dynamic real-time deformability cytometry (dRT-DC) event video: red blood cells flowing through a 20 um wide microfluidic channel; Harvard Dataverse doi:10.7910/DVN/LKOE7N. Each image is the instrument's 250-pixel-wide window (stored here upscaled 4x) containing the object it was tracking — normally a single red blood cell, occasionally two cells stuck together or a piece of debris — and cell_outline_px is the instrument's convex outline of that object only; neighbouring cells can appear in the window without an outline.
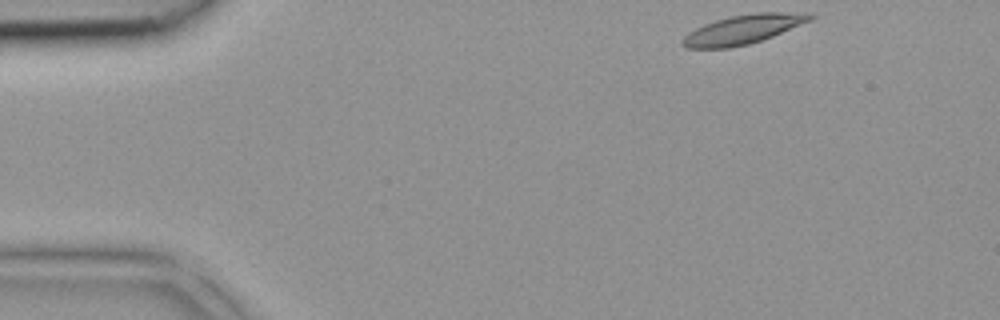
{"species": "common noctule bat (a hibernating species)", "species_latin": "Nyctalus noctula", "temperature_condition": "room temperature", "stored_images_in_passage": 28, "camera_frame_rate_fps": 3000, "um_per_image_px": 0.085, "animal": {"sex": "female", "body_mass_g": 18.4}, "frame": {"image": 1, "passage_image": 1, "time_ms": 0.0, "image_size_px": [1000, 320], "cell_outline_px": [[816, 16], [812, 20], [772, 36], [748, 44], [728, 48], [684, 48], [680, 44], [680, 40], [688, 32], [704, 24], [716, 20], [732, 16], [756, 12], [812, 12]], "centroid_in_image_um": [63.17, 2.49], "position_along_channel_um": 21.8, "area_um2": 21.79}}
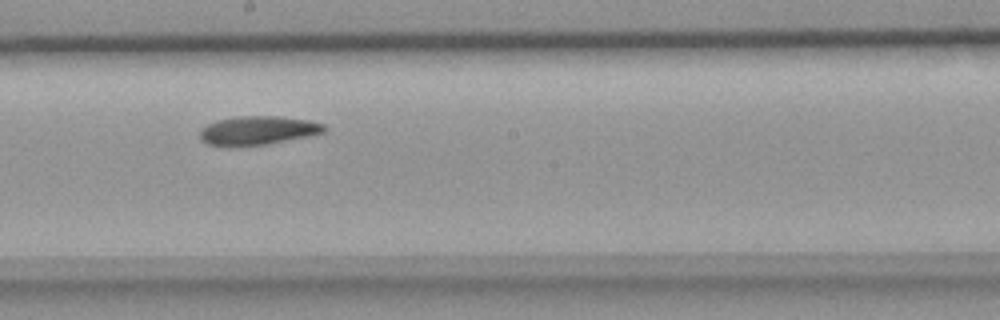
{"frame": {"image": 2, "passage_image": 19, "time_ms": 6.0, "image_size_px": [1000, 320], "cell_outline_px": [[328, 128], [324, 132], [308, 136], [268, 144], [228, 148], [208, 144], [200, 140], [200, 128], [216, 120], [240, 116], [276, 116], [308, 120], [324, 124]], "centroid_in_image_um": [21.87, 11.11], "position_along_channel_um": 226.3, "area_um2": 21.21}}
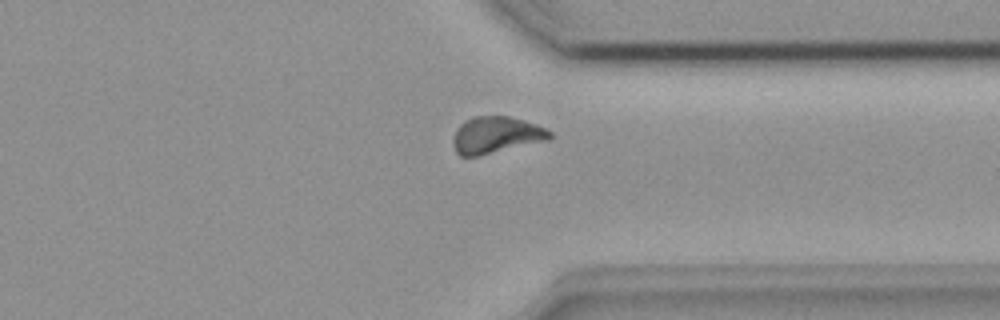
{"frame": {"image": 3, "passage_image": 28, "time_ms": 9.0, "image_size_px": [1000, 320], "cell_outline_px": [[552, 140], [480, 156], [460, 156], [456, 152], [452, 144], [452, 140], [456, 128], [464, 120], [472, 116], [508, 116], [524, 120], [536, 124], [552, 132]], "centroid_in_image_um": [42.17, 11.49], "position_along_channel_um": 369.2, "area_um2": 21.21}}